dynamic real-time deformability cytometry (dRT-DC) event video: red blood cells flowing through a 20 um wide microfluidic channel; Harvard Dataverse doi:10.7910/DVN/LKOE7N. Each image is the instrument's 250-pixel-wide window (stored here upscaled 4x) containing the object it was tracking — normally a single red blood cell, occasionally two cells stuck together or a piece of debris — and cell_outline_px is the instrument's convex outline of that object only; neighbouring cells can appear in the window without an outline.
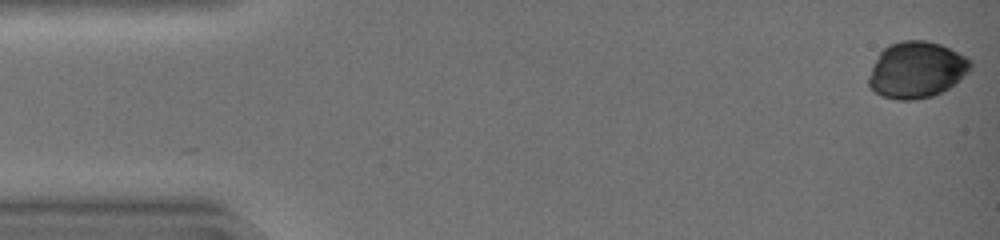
{"species": "common noctule bat (a hibernating species)", "species_latin": "Nyctalus noctula", "temperature_condition": "warm", "stored_images_in_passage": 44, "camera_frame_rate_fps": 3000, "um_per_image_px": 0.085, "animal": {"sex": "female", "body_mass_g": 19.0, "forearm_length_mm": 51.5}, "frame": {"image": 1, "passage_image": 1, "time_ms": 0.0, "image_size_px": [1000, 240], "cell_outline_px": [[972, 68], [960, 80], [948, 88], [932, 96], [916, 100], [896, 100], [884, 96], [876, 92], [868, 84], [868, 80], [872, 64], [880, 52], [888, 44], [900, 40], [924, 40], [940, 44], [968, 56], [972, 60]], "centroid_in_image_um": [77.92, 5.92], "position_along_channel_um": 7.1, "area_um2": 33.7}}